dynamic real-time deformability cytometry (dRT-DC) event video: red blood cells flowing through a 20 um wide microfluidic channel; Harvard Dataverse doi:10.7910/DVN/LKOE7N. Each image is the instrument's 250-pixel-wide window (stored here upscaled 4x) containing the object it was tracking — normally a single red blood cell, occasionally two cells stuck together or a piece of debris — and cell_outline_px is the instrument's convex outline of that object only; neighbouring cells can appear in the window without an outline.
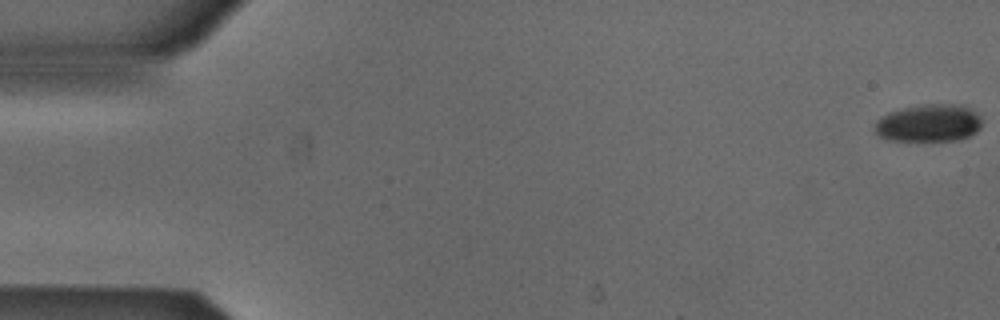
{"species": "Egyptian fruit bat (a non-hibernating species)", "species_latin": "Rousettus aegyptiacus", "temperature_condition": "cold", "stored_images_in_passage": 54, "camera_frame_rate_fps": 3000, "um_per_image_px": 0.085, "animal": {"sex": "male"}, "frame": {"image": 1, "passage_image": 1, "time_ms": 0.0, "image_size_px": [1000, 320], "cell_outline_px": [[980, 128], [976, 132], [960, 140], [892, 140], [880, 136], [876, 132], [876, 124], [888, 112], [904, 108], [924, 104], [964, 104], [972, 108], [980, 116]], "centroid_in_image_um": [79.02, 10.44], "position_along_channel_um": 6.0, "area_um2": 23.18}}
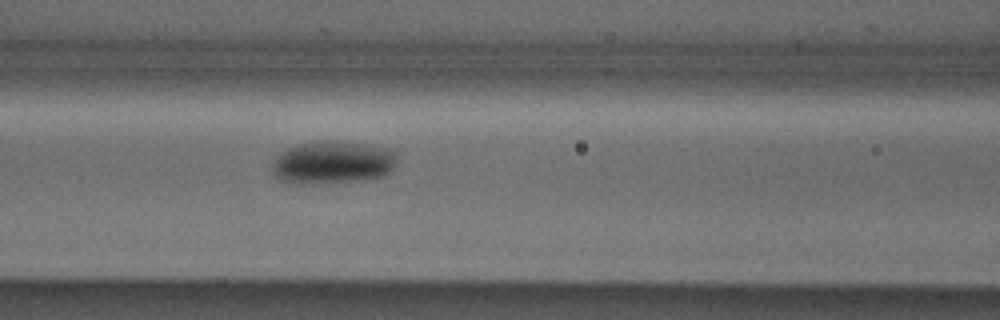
{"frame": {"image": 2, "passage_image": 23, "time_ms": 7.333, "image_size_px": [1000, 320], "cell_outline_px": [[400, 152], [392, 168], [384, 176], [364, 180], [300, 184], [292, 184], [280, 180], [272, 176], [272, 160], [280, 152], [296, 144], [336, 140], [364, 144], [384, 148]], "centroid_in_image_um": [28.23, 13.81], "position_along_channel_um": 138.4, "area_um2": 31.44}}
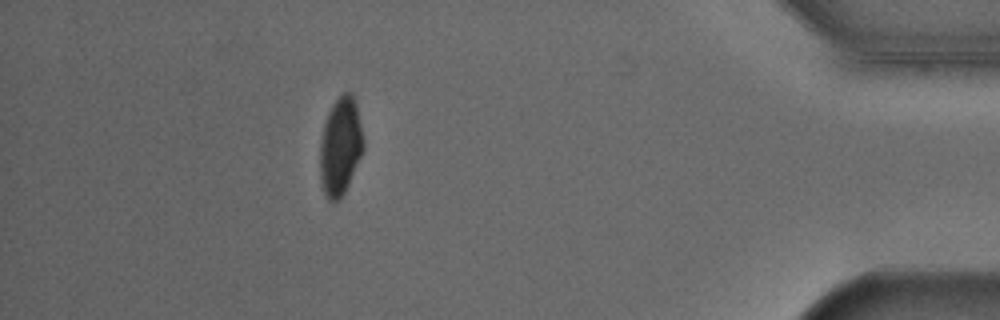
{"frame": {"image": 3, "passage_image": 48, "time_ms": 15.667, "image_size_px": [1000, 320], "cell_outline_px": [[364, 152], [340, 200], [328, 200], [324, 192], [320, 180], [320, 144], [324, 124], [328, 112], [332, 104], [344, 92], [352, 92], [356, 100], [364, 140]], "centroid_in_image_um": [28.95, 12.41], "position_along_channel_um": 406.2, "area_um2": 24.97}, "authors_computed_cell_mechanics": {"area_um2": 26.8192, "velocity_mm_per_s": 3.862, "shape_relaxation_time_tau1_ms": 3.333, "shape_relaxation_time_tau2_ms": null, "deformation_change_tau1": 0.1095, "deformation_change_tau2": null}}